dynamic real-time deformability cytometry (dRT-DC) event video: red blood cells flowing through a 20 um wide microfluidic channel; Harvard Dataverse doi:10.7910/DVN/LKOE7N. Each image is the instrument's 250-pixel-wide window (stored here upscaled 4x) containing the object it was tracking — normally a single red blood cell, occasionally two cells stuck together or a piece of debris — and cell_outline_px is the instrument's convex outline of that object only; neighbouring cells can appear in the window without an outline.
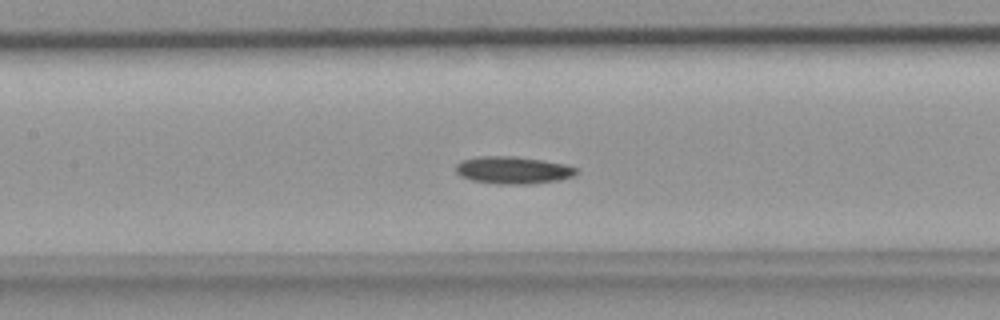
{"species": "common noctule bat (a hibernating species)", "species_latin": "Nyctalus noctula", "temperature_condition": "room temperature", "stored_images_in_passage": 43, "camera_frame_rate_fps": 3000, "um_per_image_px": 0.085, "animal": {"sex": "female", "body_mass_g": 18.4}, "frame": {"image": 1, "passage_image": 19, "time_ms": 6.0, "image_size_px": [1000, 320], "cell_outline_px": [[576, 172], [572, 176], [560, 180], [528, 184], [496, 184], [472, 180], [460, 176], [456, 172], [456, 164], [460, 160], [476, 156], [512, 156], [540, 160], [564, 164], [576, 168]], "centroid_in_image_um": [43.54, 14.46], "position_along_channel_um": 163.9, "area_um2": 19.13}}
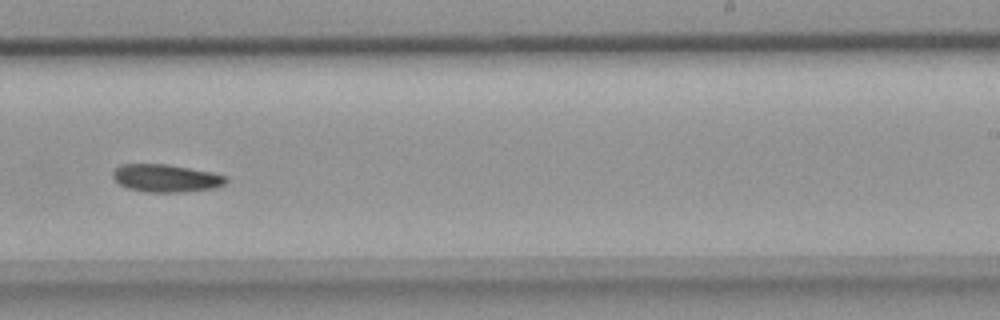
{"frame": {"image": 2, "passage_image": 26, "time_ms": 8.333, "image_size_px": [1000, 320], "cell_outline_px": [[228, 180], [224, 184], [216, 188], [184, 192], [148, 192], [128, 188], [120, 184], [112, 176], [112, 172], [120, 164], [168, 164], [212, 172], [228, 176]], "centroid_in_image_um": [14.14, 15.14], "position_along_channel_um": 274.9, "area_um2": 18.38}}
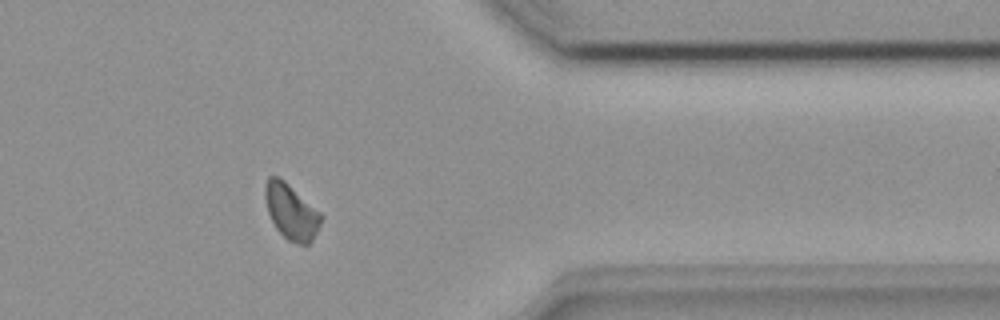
{"frame": {"image": 3, "passage_image": 34, "time_ms": 11.0, "image_size_px": [1000, 320], "cell_outline_px": [[324, 216], [312, 240], [308, 244], [300, 244], [288, 240], [276, 228], [268, 212], [264, 196], [264, 184], [268, 176], [276, 176], [284, 180], [320, 212]], "centroid_in_image_um": [24.74, 17.97], "position_along_channel_um": 386.7, "area_um2": 17.92}}